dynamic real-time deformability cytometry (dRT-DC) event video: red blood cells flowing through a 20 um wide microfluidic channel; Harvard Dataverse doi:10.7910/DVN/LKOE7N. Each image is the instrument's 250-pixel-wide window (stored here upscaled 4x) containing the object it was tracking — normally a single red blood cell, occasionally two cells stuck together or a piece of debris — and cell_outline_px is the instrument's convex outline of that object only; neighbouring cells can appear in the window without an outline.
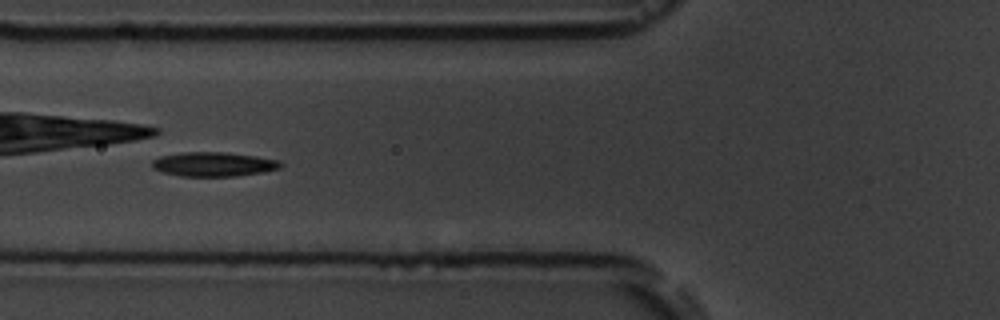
{"species": "common noctule bat (a hibernating species)", "species_latin": "Nyctalus noctula", "temperature_condition": "room temperature", "stored_images_in_passage": 8, "camera_frame_rate_fps": 3000, "um_per_image_px": 0.085, "animal": {"sex": "male", "body_mass_g": 19.5, "forearm_length_mm": 54.6}, "frame": {"image": 1, "passage_image": 2, "time_ms": 1.333, "image_size_px": [1000, 320], "cell_outline_px": [[284, 164], [280, 168], [264, 172], [236, 176], [180, 176], [164, 172], [152, 168], [152, 160], [160, 156], [184, 152], [224, 152], [256, 156], [280, 160]], "centroid_in_image_um": [18.18, 13.96], "position_along_channel_um": 107.6, "area_um2": 18.26}}
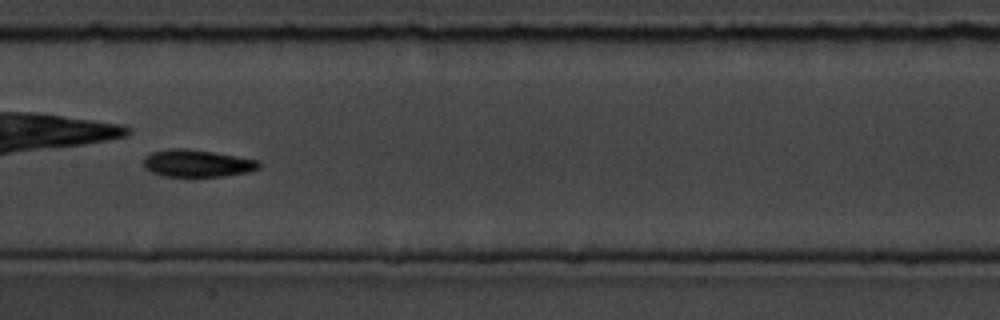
{"frame": {"image": 2, "passage_image": 4, "time_ms": 3.667, "image_size_px": [1000, 320], "cell_outline_px": [[260, 168], [248, 172], [224, 176], [164, 176], [152, 172], [144, 168], [144, 156], [152, 152], [168, 148], [184, 148], [212, 152], [260, 160]], "centroid_in_image_um": [16.75, 13.87], "position_along_channel_um": 190.6, "area_um2": 18.32}}
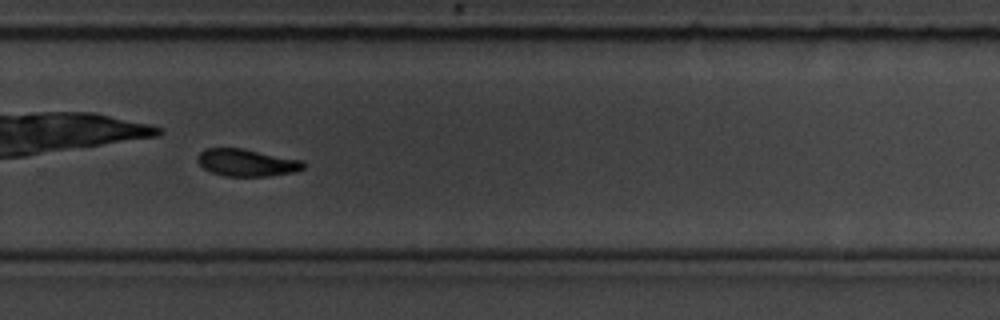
{"frame": {"image": 3, "passage_image": 7, "time_ms": 7.0, "image_size_px": [1000, 320], "cell_outline_px": [[304, 168], [296, 172], [268, 176], [224, 176], [212, 172], [204, 168], [196, 160], [196, 156], [204, 148], [244, 148], [304, 160]], "centroid_in_image_um": [20.98, 13.81], "position_along_channel_um": 308.8, "area_um2": 17.05}}